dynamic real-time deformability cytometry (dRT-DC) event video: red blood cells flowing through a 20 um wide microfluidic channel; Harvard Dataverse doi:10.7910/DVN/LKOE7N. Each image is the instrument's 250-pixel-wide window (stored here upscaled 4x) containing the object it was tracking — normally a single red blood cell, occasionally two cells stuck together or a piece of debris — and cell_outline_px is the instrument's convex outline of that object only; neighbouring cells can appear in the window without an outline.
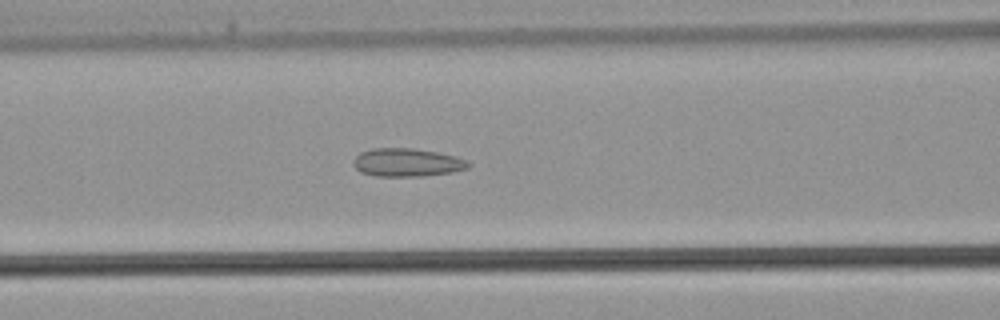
{"species": "common noctule bat (a hibernating species)", "species_latin": "Nyctalus noctula", "temperature_condition": "warm", "stored_images_in_passage": 37, "camera_frame_rate_fps": 3000, "um_per_image_px": 0.085, "animal": {"sex": "male", "body_mass_g": 21.5, "forearm_length_mm": 52.0}, "frame": {"image": 1, "passage_image": 16, "time_ms": 5.0, "image_size_px": [1000, 320], "cell_outline_px": [[472, 164], [468, 168], [452, 172], [420, 176], [376, 176], [360, 172], [352, 164], [352, 160], [360, 152], [372, 148], [412, 148], [436, 152], [456, 156], [468, 160]], "centroid_in_image_um": [34.59, 13.8], "position_along_channel_um": 132.0, "area_um2": 19.02}}
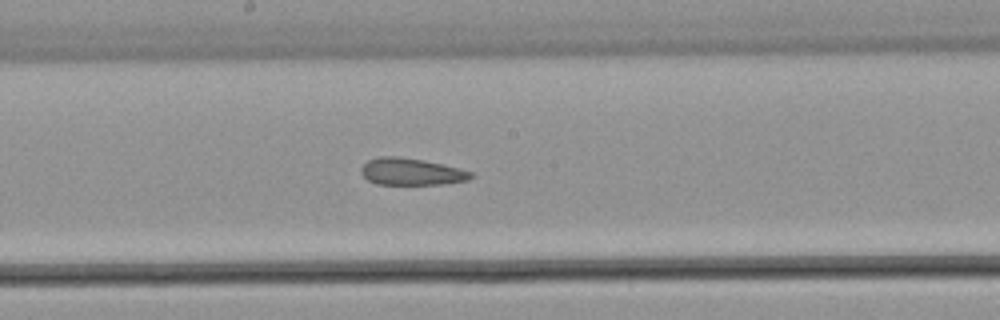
{"frame": {"image": 2, "passage_image": 21, "time_ms": 6.667, "image_size_px": [1000, 320], "cell_outline_px": [[476, 176], [468, 180], [440, 184], [376, 184], [368, 180], [360, 172], [360, 168], [368, 160], [380, 156], [396, 156], [424, 160], [460, 168], [472, 172]], "centroid_in_image_um": [34.97, 14.59], "position_along_channel_um": 213.2, "area_um2": 17.28}}
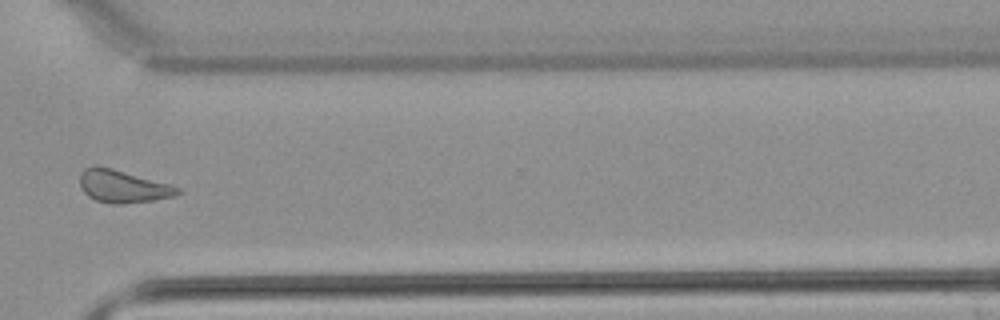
{"frame": {"image": 3, "passage_image": 30, "time_ms": 9.667, "image_size_px": [1000, 320], "cell_outline_px": [[184, 192], [176, 196], [152, 200], [124, 204], [112, 204], [96, 200], [88, 196], [84, 192], [80, 184], [80, 172], [84, 168], [96, 164], [112, 168], [168, 184], [180, 188]], "centroid_in_image_um": [10.42, 15.84], "position_along_channel_um": 360.2, "area_um2": 18.61}}